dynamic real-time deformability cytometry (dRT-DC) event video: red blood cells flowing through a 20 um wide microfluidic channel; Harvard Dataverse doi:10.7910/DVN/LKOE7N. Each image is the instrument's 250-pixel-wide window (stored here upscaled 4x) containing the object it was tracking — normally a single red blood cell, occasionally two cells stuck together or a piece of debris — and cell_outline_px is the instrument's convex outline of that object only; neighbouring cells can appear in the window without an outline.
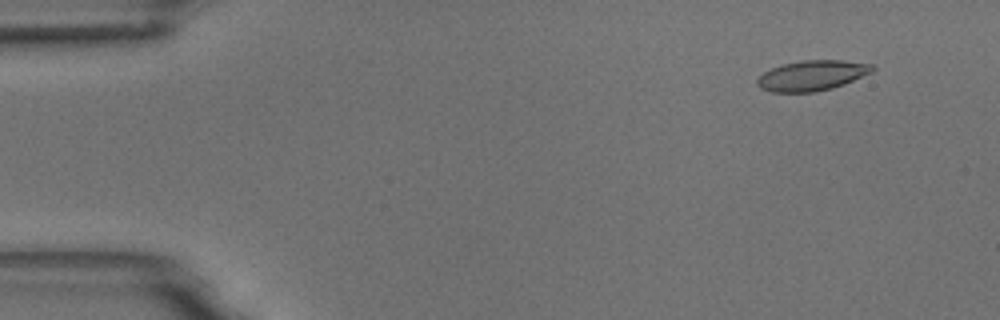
{"species": "common noctule bat (a hibernating species)", "species_latin": "Nyctalus noctula", "temperature_condition": "room temperature", "stored_images_in_passage": 51, "camera_frame_rate_fps": 3000, "um_per_image_px": 0.085, "animal": {"sex": "male", "body_mass_g": 18.8}, "frame": {"image": 1, "passage_image": 2, "time_ms": 0.333, "image_size_px": [1000, 320], "cell_outline_px": [[876, 68], [872, 72], [844, 84], [832, 88], [812, 92], [768, 92], [760, 88], [756, 84], [756, 80], [764, 72], [772, 68], [784, 64], [800, 60], [840, 60], [872, 64]], "centroid_in_image_um": [69.01, 6.42], "position_along_channel_um": 16.0, "area_um2": 20.29}}
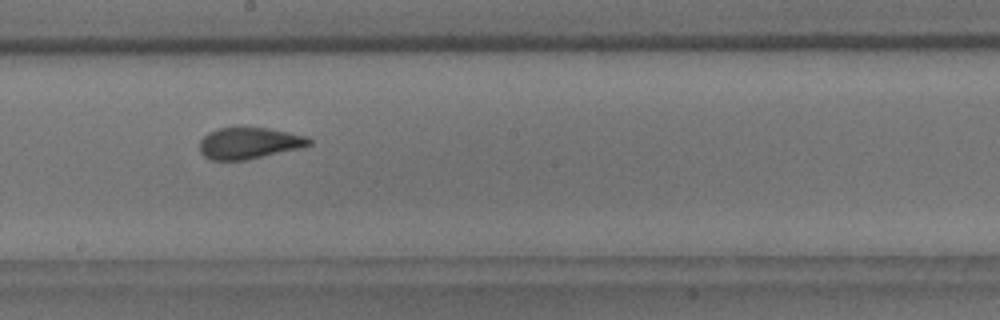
{"frame": {"image": 2, "passage_image": 27, "time_ms": 8.667, "image_size_px": [1000, 320], "cell_outline_px": [[312, 144], [300, 148], [244, 160], [212, 160], [204, 156], [200, 152], [200, 140], [208, 132], [216, 128], [268, 128], [308, 136], [312, 140]], "centroid_in_image_um": [21.17, 12.16], "position_along_channel_um": 227.0, "area_um2": 19.94}}
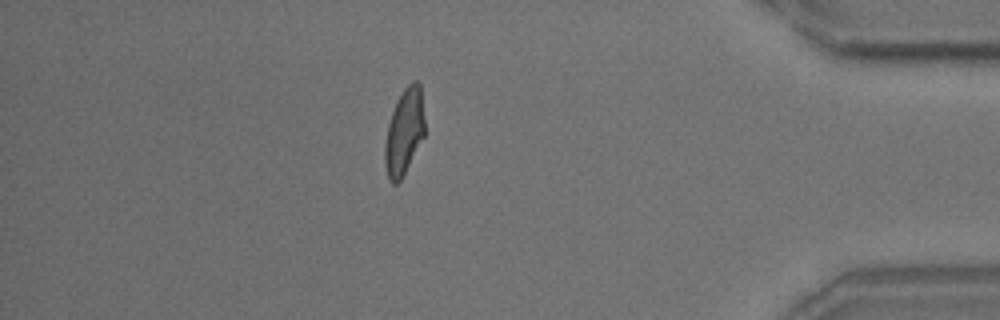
{"frame": {"image": 3, "passage_image": 44, "time_ms": 14.333, "image_size_px": [1000, 320], "cell_outline_px": [[424, 136], [400, 180], [396, 184], [392, 184], [388, 180], [384, 164], [384, 144], [388, 124], [396, 100], [404, 88], [412, 80], [416, 80], [420, 84], [424, 120]], "centroid_in_image_um": [34.33, 11.2], "position_along_channel_um": 400.9, "area_um2": 19.94}, "authors_computed_cell_mechanics": {"area_um2": 20.2878, "velocity_mm_per_s": 3.7529, "shape_relaxation_time_tau1_ms": 4.9259, "shape_relaxation_time_tau2_ms": 1.2767, "deformation_change_tau1": 0.1623, "deformation_change_tau2": 0.0779}}